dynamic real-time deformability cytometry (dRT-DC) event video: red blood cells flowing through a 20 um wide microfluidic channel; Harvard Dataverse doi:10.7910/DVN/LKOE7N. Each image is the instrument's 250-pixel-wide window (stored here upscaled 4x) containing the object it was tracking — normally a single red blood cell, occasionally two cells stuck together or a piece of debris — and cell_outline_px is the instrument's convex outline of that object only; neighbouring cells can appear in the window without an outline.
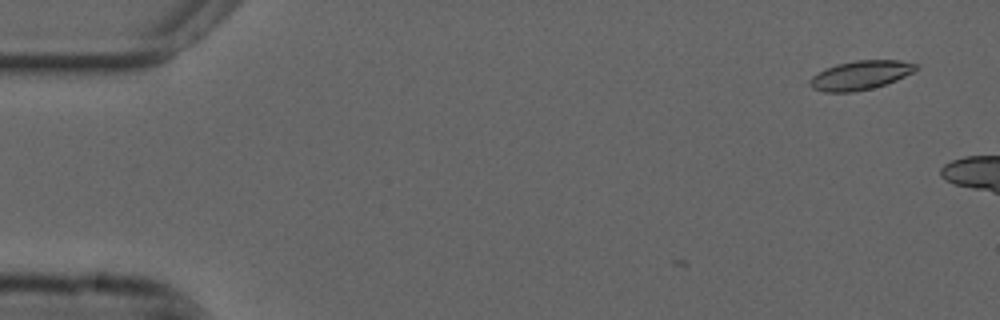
{"species": "common noctule bat (a hibernating species)", "species_latin": "Nyctalus noctula", "temperature_condition": "cold", "stored_images_in_passage": 3, "camera_frame_rate_fps": 3000, "um_per_image_px": 0.085, "animal": {"sex": "male", "forearm_length_mm": 52.5}, "frame": {"image": 1, "passage_image": 3, "time_ms": 0.667, "image_size_px": [1000, 320], "cell_outline_px": [[920, 68], [896, 80], [872, 88], [852, 92], [824, 92], [812, 88], [808, 84], [808, 80], [812, 76], [836, 64], [856, 60], [900, 60], [920, 64]], "centroid_in_image_um": [73.15, 6.38], "position_along_channel_um": 11.8, "area_um2": 17.92}}